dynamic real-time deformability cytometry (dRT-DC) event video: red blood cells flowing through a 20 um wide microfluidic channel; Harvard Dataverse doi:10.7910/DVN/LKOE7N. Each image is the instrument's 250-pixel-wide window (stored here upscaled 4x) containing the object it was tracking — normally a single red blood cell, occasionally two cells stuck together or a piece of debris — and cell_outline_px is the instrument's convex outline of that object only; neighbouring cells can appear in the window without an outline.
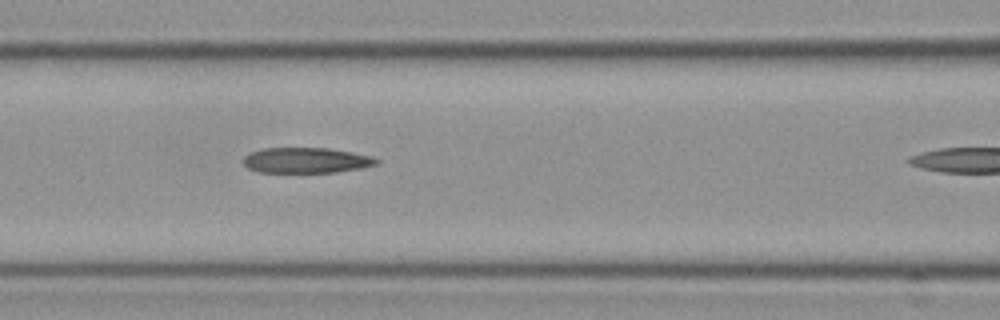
{"species": "Egyptian fruit bat (a non-hibernating species)", "species_latin": "Rousettus aegyptiacus", "temperature_condition": "cold", "stored_images_in_passage": 4, "camera_frame_rate_fps": 3000, "um_per_image_px": 0.085, "frame": {"image": 1, "passage_image": 3, "time_ms": 0.667, "image_size_px": [1000, 320], "cell_outline_px": [[380, 160], [376, 164], [360, 168], [336, 172], [256, 172], [248, 168], [244, 164], [244, 156], [248, 152], [264, 148], [328, 148], [352, 152], [372, 156]], "centroid_in_image_um": [26.0, 13.62], "position_along_channel_um": 140.6, "area_um2": 19.77}}